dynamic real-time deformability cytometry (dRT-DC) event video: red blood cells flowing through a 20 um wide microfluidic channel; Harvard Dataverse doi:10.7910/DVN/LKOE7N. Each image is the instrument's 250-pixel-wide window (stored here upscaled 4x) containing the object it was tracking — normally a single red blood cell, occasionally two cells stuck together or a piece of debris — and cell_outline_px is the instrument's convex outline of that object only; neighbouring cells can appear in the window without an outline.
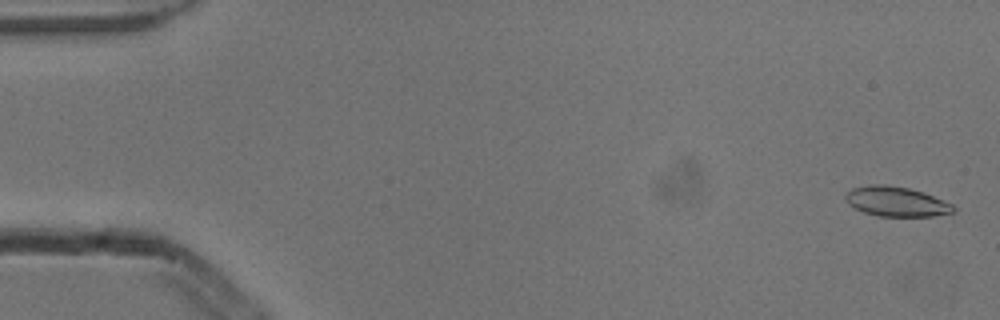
{"species": "common noctule bat (a hibernating species)", "species_latin": "Nyctalus noctula", "temperature_condition": "cold", "stored_images_in_passage": 5, "camera_frame_rate_fps": 3000, "um_per_image_px": 0.085, "animal": {"sex": "male", "body_mass_g": 13.3}, "frame": {"image": 1, "passage_image": 1, "time_ms": 0.0, "image_size_px": [1000, 320], "cell_outline_px": [[956, 208], [952, 212], [932, 216], [880, 216], [864, 212], [848, 204], [844, 200], [844, 196], [852, 188], [868, 184], [884, 184], [908, 188], [924, 192], [952, 204]], "centroid_in_image_um": [76.15, 17.12], "position_along_channel_um": 8.8, "area_um2": 18.67}}
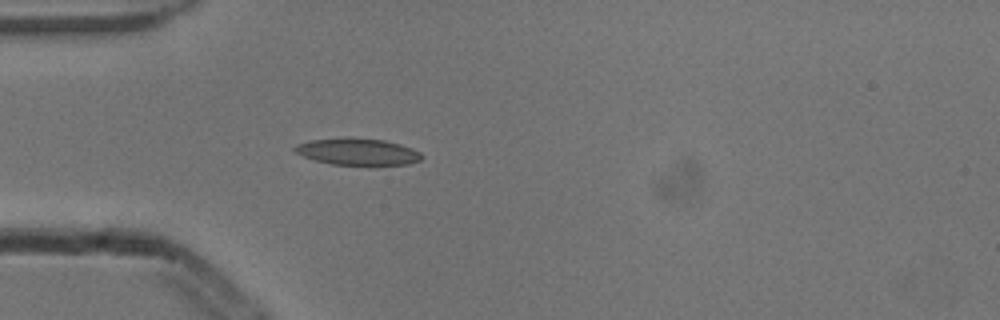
{"frame": {"image": 2, "passage_image": 5, "time_ms": 1.333, "image_size_px": [1000, 320], "cell_outline_px": [[424, 156], [420, 160], [408, 164], [372, 168], [332, 164], [312, 160], [296, 152], [292, 148], [296, 144], [312, 140], [344, 136], [348, 136], [384, 140], [400, 144], [412, 148], [420, 152]], "centroid_in_image_um": [30.43, 12.93], "position_along_channel_um": 54.6, "area_um2": 20.98}}